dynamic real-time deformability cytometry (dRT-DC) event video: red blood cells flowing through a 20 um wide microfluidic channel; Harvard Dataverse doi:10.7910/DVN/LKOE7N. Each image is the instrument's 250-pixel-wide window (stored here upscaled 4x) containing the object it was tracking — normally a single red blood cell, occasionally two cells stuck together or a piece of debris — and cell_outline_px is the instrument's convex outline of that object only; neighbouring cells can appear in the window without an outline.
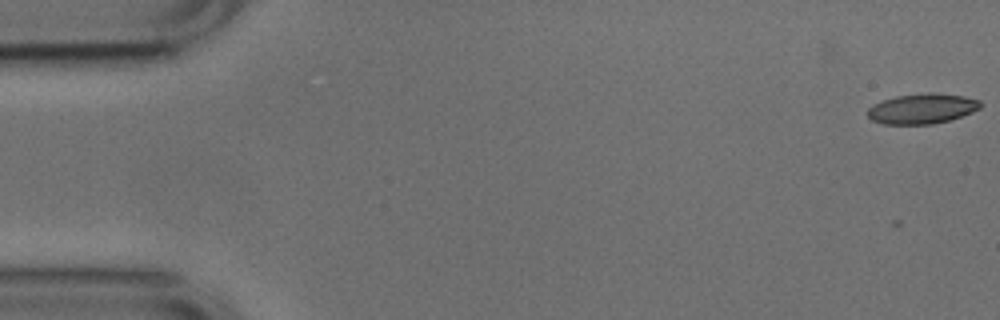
{"species": "common noctule bat (a hibernating species)", "species_latin": "Nyctalus noctula", "temperature_condition": "cold", "stored_images_in_passage": 5, "camera_frame_rate_fps": 3000, "um_per_image_px": 0.085, "animal": {"sex": "male", "body_mass_g": 17.9, "forearm_length_mm": 54.2}, "frame": {"image": 1, "passage_image": 1, "time_ms": 0.0, "image_size_px": [1000, 320], "cell_outline_px": [[984, 104], [980, 108], [972, 112], [948, 120], [932, 124], [884, 124], [872, 120], [868, 116], [868, 108], [872, 104], [896, 96], [928, 92], [936, 92], [964, 96], [980, 100]], "centroid_in_image_um": [78.4, 9.22], "position_along_channel_um": 6.6, "area_um2": 19.88}}